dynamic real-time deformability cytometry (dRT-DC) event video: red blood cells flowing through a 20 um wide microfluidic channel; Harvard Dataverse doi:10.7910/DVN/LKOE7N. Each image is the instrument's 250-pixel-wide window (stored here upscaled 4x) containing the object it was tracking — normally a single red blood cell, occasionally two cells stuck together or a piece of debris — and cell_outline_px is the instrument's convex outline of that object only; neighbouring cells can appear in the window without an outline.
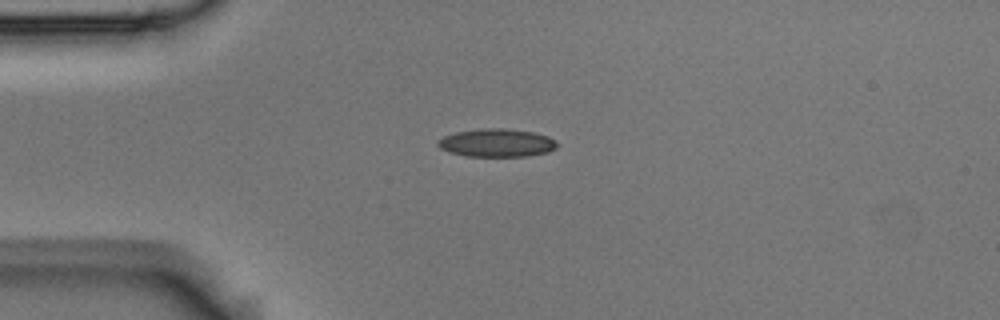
{"species": "Egyptian fruit bat (a non-hibernating species)", "species_latin": "Rousettus aegyptiacus", "temperature_condition": "room temperature", "stored_images_in_passage": 4, "camera_frame_rate_fps": 3000, "um_per_image_px": 0.085, "animal": {"sex": "male"}, "frame": {"image": 1, "passage_image": 4, "time_ms": 1.0, "image_size_px": [1000, 320], "cell_outline_px": [[556, 148], [548, 152], [528, 156], [468, 156], [452, 152], [440, 148], [436, 144], [436, 140], [444, 136], [456, 132], [480, 128], [504, 128], [532, 132], [548, 136], [556, 140]], "centroid_in_image_um": [42.22, 12.13], "position_along_channel_um": 42.8, "area_um2": 19.48}}